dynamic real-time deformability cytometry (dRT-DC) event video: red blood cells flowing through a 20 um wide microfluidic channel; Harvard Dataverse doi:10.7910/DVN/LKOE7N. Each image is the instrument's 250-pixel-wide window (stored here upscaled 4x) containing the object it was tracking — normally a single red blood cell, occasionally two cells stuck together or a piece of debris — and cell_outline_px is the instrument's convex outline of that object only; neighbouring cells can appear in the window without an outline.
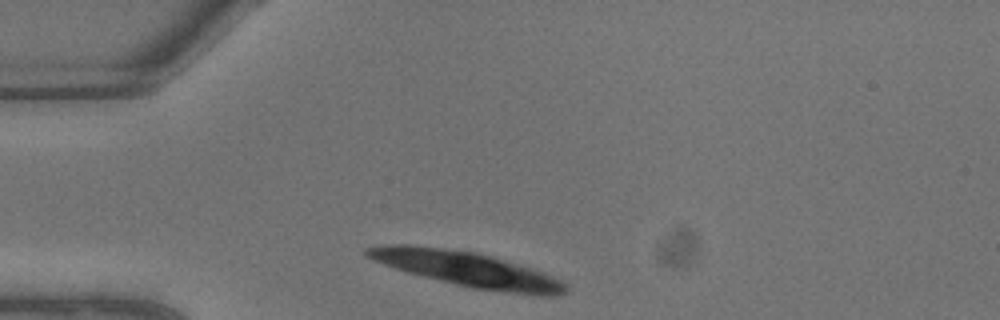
{"species": "common noctule bat (a hibernating species)", "species_latin": "Nyctalus noctula", "temperature_condition": "warm", "stored_images_in_passage": 13, "camera_frame_rate_fps": 3000, "um_per_image_px": 0.085, "animal": {"sex": "male", "body_mass_g": 13.3}, "frame": {"image": 1, "passage_image": 1, "time_ms": 0.0, "image_size_px": [1000, 320], "cell_outline_px": [[568, 288], [564, 292], [556, 296], [536, 296], [472, 288], [408, 272], [384, 264], [368, 256], [364, 252], [364, 248], [388, 244], [408, 244], [444, 248], [476, 252], [492, 256], [532, 268], [552, 276], [568, 284]], "centroid_in_image_um": [39.77, 22.89], "position_along_channel_um": 45.2, "area_um2": 40.06}}